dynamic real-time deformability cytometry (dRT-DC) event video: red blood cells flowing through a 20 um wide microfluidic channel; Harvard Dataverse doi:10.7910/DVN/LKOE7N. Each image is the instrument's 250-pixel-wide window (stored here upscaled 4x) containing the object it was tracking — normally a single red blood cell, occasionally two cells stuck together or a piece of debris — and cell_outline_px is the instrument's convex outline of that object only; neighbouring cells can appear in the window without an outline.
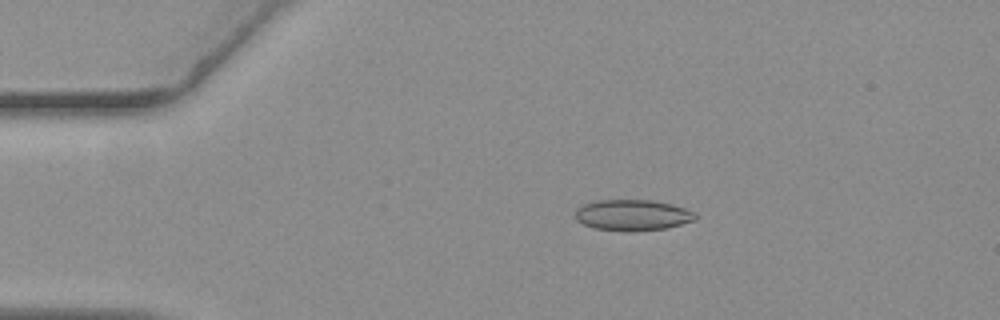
{"species": "common noctule bat (a hibernating species)", "species_latin": "Nyctalus noctula", "temperature_condition": "warm", "stored_images_in_passage": 54, "camera_frame_rate_fps": 3000, "um_per_image_px": 0.085, "animal": {"sex": "female", "body_mass_g": 19.3, "forearm_length_mm": 54.1}, "frame": {"image": 1, "passage_image": 9, "time_ms": 2.667, "image_size_px": [1000, 320], "cell_outline_px": [[696, 220], [668, 228], [628, 232], [596, 228], [584, 224], [576, 220], [576, 208], [584, 204], [596, 200], [656, 200], [672, 204], [696, 212]], "centroid_in_image_um": [53.8, 18.28], "position_along_channel_um": 31.2, "area_um2": 21.85}}
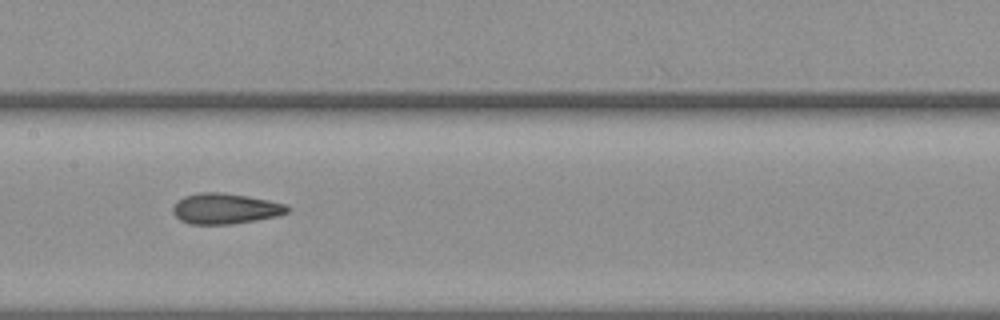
{"frame": {"image": 2, "passage_image": 26, "time_ms": 8.333, "image_size_px": [1000, 320], "cell_outline_px": [[292, 208], [288, 212], [276, 216], [256, 220], [232, 224], [188, 224], [180, 220], [172, 212], [172, 208], [184, 196], [200, 192], [220, 192], [248, 196], [268, 200], [284, 204]], "centroid_in_image_um": [19.15, 17.73], "position_along_channel_um": 188.3, "area_um2": 20.35}}
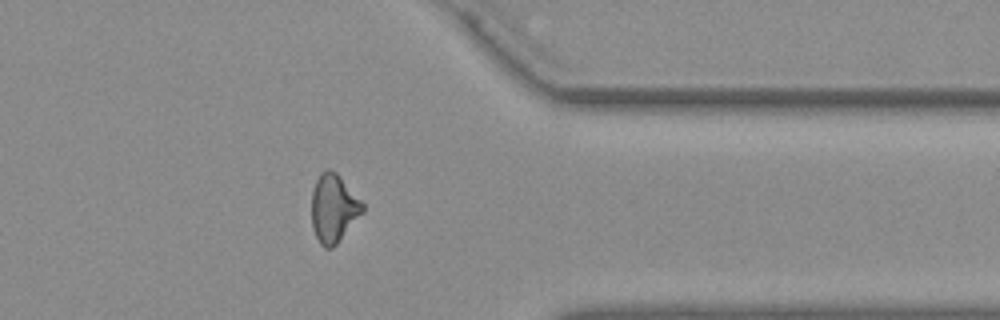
{"frame": {"image": 3, "passage_image": 43, "time_ms": 14.0, "image_size_px": [1000, 320], "cell_outline_px": [[364, 212], [336, 244], [332, 248], [324, 248], [320, 244], [312, 228], [312, 192], [316, 180], [320, 172], [328, 168], [336, 172], [340, 176], [364, 204]], "centroid_in_image_um": [28.35, 17.7], "position_along_channel_um": 383.0, "area_um2": 20.23}, "authors_computed_cell_mechanics": {"area_um2": 20.4034, "velocity_mm_per_s": 3.6612, "shape_relaxation_time_tau1_ms": null, "shape_relaxation_time_tau2_ms": 2.1695, "deformation_change_tau1": null, "deformation_change_tau2": 0.0842}}